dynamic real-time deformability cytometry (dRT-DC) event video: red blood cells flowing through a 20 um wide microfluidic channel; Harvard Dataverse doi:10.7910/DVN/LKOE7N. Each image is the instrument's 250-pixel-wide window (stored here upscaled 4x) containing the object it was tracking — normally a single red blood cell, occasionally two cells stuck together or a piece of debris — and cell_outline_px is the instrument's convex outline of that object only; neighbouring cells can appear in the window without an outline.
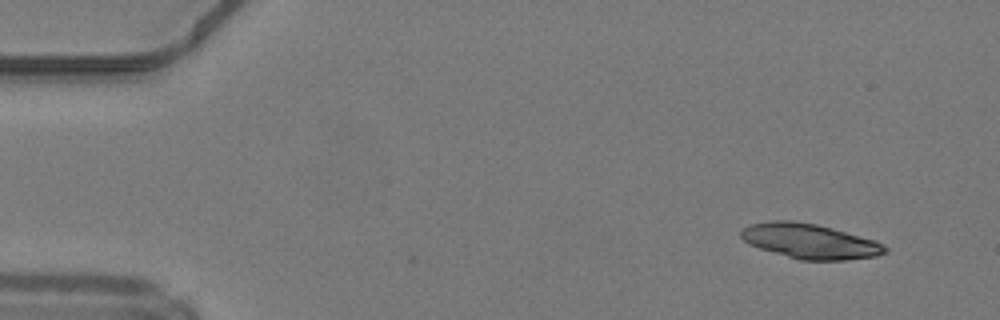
{"species": "common noctule bat (a hibernating species)", "species_latin": "Nyctalus noctula", "temperature_condition": "warm", "stored_images_in_passage": 45, "segment_of_instrument_passage": [1, 2], "camera_frame_rate_fps": 3000, "um_per_image_px": 0.085, "animal": {"sex": "male", "body_mass_g": 19.2, "forearm_length_mm": 51.8}, "frame": {"image": 1, "passage_image": 1, "time_ms": 0.0, "image_size_px": [1000, 320], "cell_outline_px": [[888, 252], [876, 256], [844, 260], [800, 260], [760, 248], [748, 244], [740, 236], [740, 228], [748, 224], [772, 220], [792, 220], [816, 224], [832, 228], [872, 240], [884, 244], [888, 248]], "centroid_in_image_um": [68.79, 20.49], "position_along_channel_um": 16.2, "area_um2": 29.25}}